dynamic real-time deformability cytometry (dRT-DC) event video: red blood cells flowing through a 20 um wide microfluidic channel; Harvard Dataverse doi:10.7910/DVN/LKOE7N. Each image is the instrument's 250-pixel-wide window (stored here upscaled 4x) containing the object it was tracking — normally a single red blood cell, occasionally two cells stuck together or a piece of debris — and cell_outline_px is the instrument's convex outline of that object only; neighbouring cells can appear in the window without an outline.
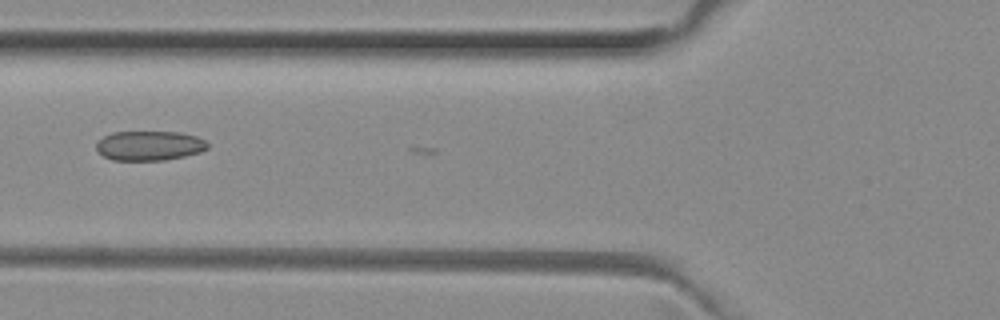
{"species": "common noctule bat (a hibernating species)", "species_latin": "Nyctalus noctula", "temperature_condition": "room temperature", "stored_images_in_passage": 4, "camera_frame_rate_fps": 3000, "um_per_image_px": 0.085, "animal": {"sex": "female", "body_mass_g": 29.2, "forearm_length_mm": 56.3}, "frame": {"image": 1, "passage_image": 2, "time_ms": 0.333, "image_size_px": [1000, 320], "cell_outline_px": [[208, 148], [200, 152], [184, 156], [164, 160], [112, 160], [104, 156], [96, 148], [96, 144], [104, 136], [112, 132], [180, 132], [196, 136], [204, 140], [208, 144]], "centroid_in_image_um": [12.71, 12.38], "position_along_channel_um": 113.1, "area_um2": 19.07}}